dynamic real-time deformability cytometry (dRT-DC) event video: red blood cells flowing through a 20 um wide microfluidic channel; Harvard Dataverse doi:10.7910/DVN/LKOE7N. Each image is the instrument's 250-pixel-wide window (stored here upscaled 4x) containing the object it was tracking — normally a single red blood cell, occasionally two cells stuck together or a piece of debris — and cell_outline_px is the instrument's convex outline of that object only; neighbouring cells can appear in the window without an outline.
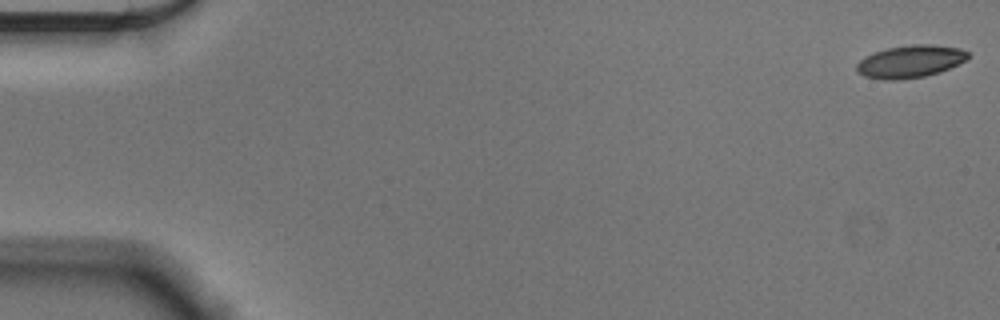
{"species": "Egyptian fruit bat (a non-hibernating species)", "species_latin": "Rousettus aegyptiacus", "temperature_condition": "cold", "stored_images_in_passage": 56, "camera_frame_rate_fps": 3000, "um_per_image_px": 0.085, "animal": {"sex": "male"}, "frame": {"image": 1, "passage_image": 1, "time_ms": 0.0, "image_size_px": [1000, 320], "cell_outline_px": [[968, 60], [940, 72], [924, 76], [900, 80], [884, 80], [864, 76], [856, 72], [856, 64], [860, 60], [876, 52], [888, 48], [912, 44], [932, 44], [960, 48], [968, 52]], "centroid_in_image_um": [77.39, 5.23], "position_along_channel_um": 7.6, "area_um2": 21.1}}
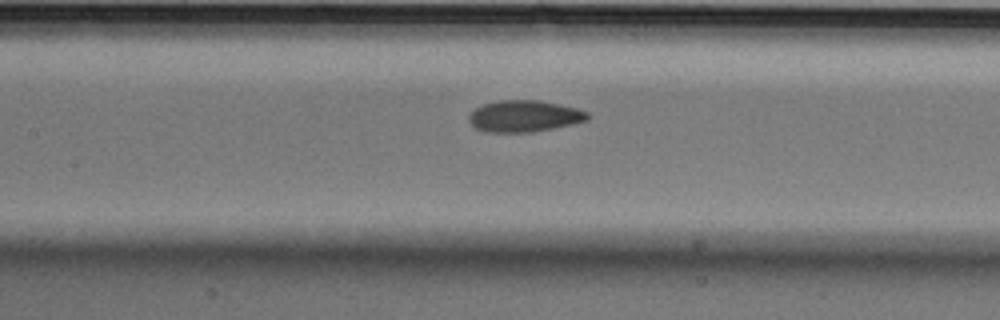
{"frame": {"image": 2, "passage_image": 26, "time_ms": 8.333, "image_size_px": [1000, 320], "cell_outline_px": [[588, 120], [572, 124], [532, 132], [484, 132], [476, 128], [468, 120], [468, 116], [476, 108], [484, 104], [500, 100], [540, 100], [560, 104], [576, 108], [588, 112]], "centroid_in_image_um": [44.56, 9.87], "position_along_channel_um": 162.8, "area_um2": 21.73}}
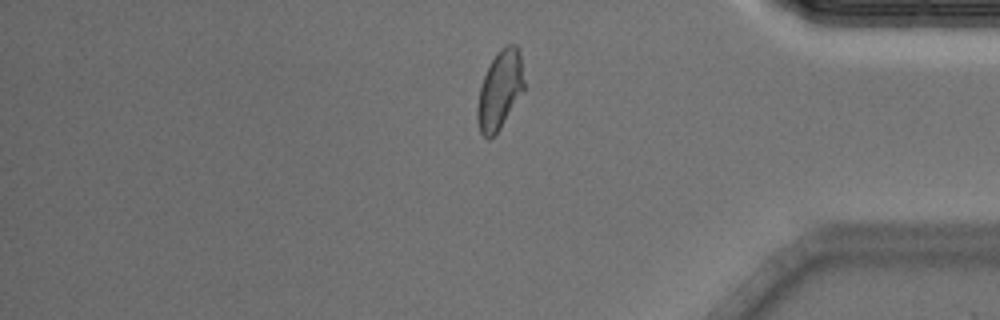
{"frame": {"image": 3, "passage_image": 47, "time_ms": 15.333, "image_size_px": [1000, 320], "cell_outline_px": [[524, 92], [500, 128], [488, 140], [480, 132], [476, 116], [476, 108], [480, 88], [484, 76], [492, 60], [500, 48], [508, 44], [516, 44], [520, 52], [524, 80]], "centroid_in_image_um": [42.5, 7.65], "position_along_channel_um": 392.7, "area_um2": 21.39}, "authors_computed_cell_mechanics": {"area_um2": 21.3571, "velocity_mm_per_s": 3.5985, "shape_relaxation_time_tau1_ms": 5.5303, "shape_relaxation_time_tau2_ms": 2.0344, "deformation_change_tau1": 0.1267, "deformation_change_tau2": 0.0684}}